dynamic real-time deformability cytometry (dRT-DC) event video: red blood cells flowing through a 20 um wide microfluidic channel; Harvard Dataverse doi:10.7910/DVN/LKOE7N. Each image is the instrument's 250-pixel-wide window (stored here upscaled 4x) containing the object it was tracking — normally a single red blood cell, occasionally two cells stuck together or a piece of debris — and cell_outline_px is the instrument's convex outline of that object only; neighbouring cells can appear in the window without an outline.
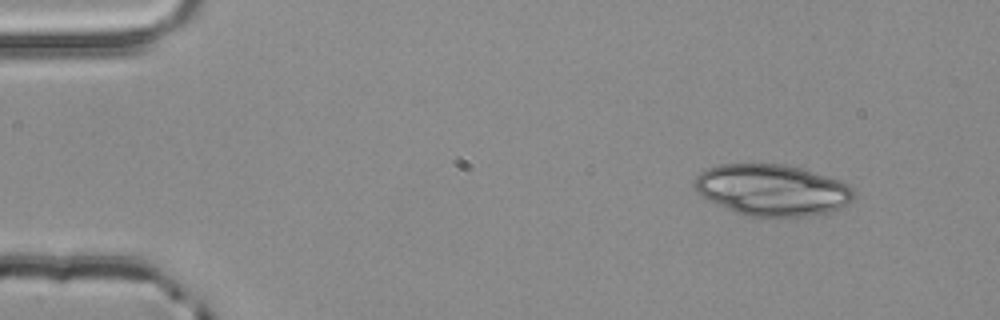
{"species": "common noctule bat (a hibernating species)", "species_latin": "Nyctalus noctula", "temperature_condition": "room temperature", "stored_images_in_passage": 3, "camera_frame_rate_fps": 3000, "um_per_image_px": 0.085, "animal": {"sex": "male", "body_mass_g": 20.4}, "frame": {"image": 1, "passage_image": 3, "time_ms": 0.667, "image_size_px": [1000, 320], "cell_outline_px": [[852, 200], [848, 204], [840, 208], [828, 212], [804, 216], [748, 216], [736, 212], [708, 200], [696, 192], [692, 188], [692, 184], [696, 176], [700, 172], [708, 168], [720, 164], [784, 164], [800, 168], [840, 180], [848, 184], [852, 188]], "centroid_in_image_um": [65.59, 16.14], "position_along_channel_um": 19.4, "area_um2": 47.51}}